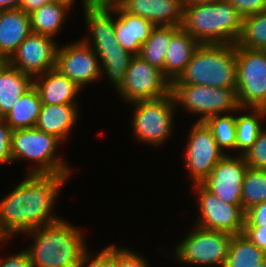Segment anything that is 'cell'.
<instances>
[{"label":"cell","instance_id":"cell-45","mask_svg":"<svg viewBox=\"0 0 266 267\" xmlns=\"http://www.w3.org/2000/svg\"><path fill=\"white\" fill-rule=\"evenodd\" d=\"M256 267H266V259L259 263Z\"/></svg>","mask_w":266,"mask_h":267},{"label":"cell","instance_id":"cell-17","mask_svg":"<svg viewBox=\"0 0 266 267\" xmlns=\"http://www.w3.org/2000/svg\"><path fill=\"white\" fill-rule=\"evenodd\" d=\"M119 6L127 13L141 16L155 26L181 27L183 0H123Z\"/></svg>","mask_w":266,"mask_h":267},{"label":"cell","instance_id":"cell-36","mask_svg":"<svg viewBox=\"0 0 266 267\" xmlns=\"http://www.w3.org/2000/svg\"><path fill=\"white\" fill-rule=\"evenodd\" d=\"M243 17L266 10V0H227Z\"/></svg>","mask_w":266,"mask_h":267},{"label":"cell","instance_id":"cell-38","mask_svg":"<svg viewBox=\"0 0 266 267\" xmlns=\"http://www.w3.org/2000/svg\"><path fill=\"white\" fill-rule=\"evenodd\" d=\"M243 233L259 249L266 252V226H245Z\"/></svg>","mask_w":266,"mask_h":267},{"label":"cell","instance_id":"cell-35","mask_svg":"<svg viewBox=\"0 0 266 267\" xmlns=\"http://www.w3.org/2000/svg\"><path fill=\"white\" fill-rule=\"evenodd\" d=\"M11 134L10 126L0 118V165L12 162Z\"/></svg>","mask_w":266,"mask_h":267},{"label":"cell","instance_id":"cell-34","mask_svg":"<svg viewBox=\"0 0 266 267\" xmlns=\"http://www.w3.org/2000/svg\"><path fill=\"white\" fill-rule=\"evenodd\" d=\"M92 259V260H91ZM112 267L113 265V245L103 248L96 257L89 254L87 250L82 256L77 267Z\"/></svg>","mask_w":266,"mask_h":267},{"label":"cell","instance_id":"cell-22","mask_svg":"<svg viewBox=\"0 0 266 267\" xmlns=\"http://www.w3.org/2000/svg\"><path fill=\"white\" fill-rule=\"evenodd\" d=\"M200 44L182 27L172 36L165 54L164 76L172 83L183 73Z\"/></svg>","mask_w":266,"mask_h":267},{"label":"cell","instance_id":"cell-7","mask_svg":"<svg viewBox=\"0 0 266 267\" xmlns=\"http://www.w3.org/2000/svg\"><path fill=\"white\" fill-rule=\"evenodd\" d=\"M171 93L175 104L181 105L188 114H200L197 122H205L209 117L241 112L236 87H211L204 85L171 83Z\"/></svg>","mask_w":266,"mask_h":267},{"label":"cell","instance_id":"cell-5","mask_svg":"<svg viewBox=\"0 0 266 267\" xmlns=\"http://www.w3.org/2000/svg\"><path fill=\"white\" fill-rule=\"evenodd\" d=\"M236 45L200 44L178 79L172 83L236 87Z\"/></svg>","mask_w":266,"mask_h":267},{"label":"cell","instance_id":"cell-23","mask_svg":"<svg viewBox=\"0 0 266 267\" xmlns=\"http://www.w3.org/2000/svg\"><path fill=\"white\" fill-rule=\"evenodd\" d=\"M34 78L23 73L5 61L0 66V118H3L33 86Z\"/></svg>","mask_w":266,"mask_h":267},{"label":"cell","instance_id":"cell-37","mask_svg":"<svg viewBox=\"0 0 266 267\" xmlns=\"http://www.w3.org/2000/svg\"><path fill=\"white\" fill-rule=\"evenodd\" d=\"M245 226H266V201L245 212Z\"/></svg>","mask_w":266,"mask_h":267},{"label":"cell","instance_id":"cell-27","mask_svg":"<svg viewBox=\"0 0 266 267\" xmlns=\"http://www.w3.org/2000/svg\"><path fill=\"white\" fill-rule=\"evenodd\" d=\"M265 259L266 252L242 233L232 236L224 267H256Z\"/></svg>","mask_w":266,"mask_h":267},{"label":"cell","instance_id":"cell-32","mask_svg":"<svg viewBox=\"0 0 266 267\" xmlns=\"http://www.w3.org/2000/svg\"><path fill=\"white\" fill-rule=\"evenodd\" d=\"M249 168L266 170V128L260 131L256 142L243 154Z\"/></svg>","mask_w":266,"mask_h":267},{"label":"cell","instance_id":"cell-40","mask_svg":"<svg viewBox=\"0 0 266 267\" xmlns=\"http://www.w3.org/2000/svg\"><path fill=\"white\" fill-rule=\"evenodd\" d=\"M53 0H22L20 9L28 15L38 10L41 6L51 3Z\"/></svg>","mask_w":266,"mask_h":267},{"label":"cell","instance_id":"cell-20","mask_svg":"<svg viewBox=\"0 0 266 267\" xmlns=\"http://www.w3.org/2000/svg\"><path fill=\"white\" fill-rule=\"evenodd\" d=\"M31 32L26 12L20 8L0 10V58L7 61Z\"/></svg>","mask_w":266,"mask_h":267},{"label":"cell","instance_id":"cell-46","mask_svg":"<svg viewBox=\"0 0 266 267\" xmlns=\"http://www.w3.org/2000/svg\"><path fill=\"white\" fill-rule=\"evenodd\" d=\"M123 0H115V6H118L120 2H122Z\"/></svg>","mask_w":266,"mask_h":267},{"label":"cell","instance_id":"cell-30","mask_svg":"<svg viewBox=\"0 0 266 267\" xmlns=\"http://www.w3.org/2000/svg\"><path fill=\"white\" fill-rule=\"evenodd\" d=\"M266 201V170L249 168L242 184V207H251Z\"/></svg>","mask_w":266,"mask_h":267},{"label":"cell","instance_id":"cell-41","mask_svg":"<svg viewBox=\"0 0 266 267\" xmlns=\"http://www.w3.org/2000/svg\"><path fill=\"white\" fill-rule=\"evenodd\" d=\"M83 9L86 8H112L115 0H83Z\"/></svg>","mask_w":266,"mask_h":267},{"label":"cell","instance_id":"cell-18","mask_svg":"<svg viewBox=\"0 0 266 267\" xmlns=\"http://www.w3.org/2000/svg\"><path fill=\"white\" fill-rule=\"evenodd\" d=\"M115 12V36L120 45L134 56L139 55L141 46L156 27L151 21L125 12L119 5L112 7Z\"/></svg>","mask_w":266,"mask_h":267},{"label":"cell","instance_id":"cell-15","mask_svg":"<svg viewBox=\"0 0 266 267\" xmlns=\"http://www.w3.org/2000/svg\"><path fill=\"white\" fill-rule=\"evenodd\" d=\"M247 169L243 155L226 154L202 184L223 202L242 207V184Z\"/></svg>","mask_w":266,"mask_h":267},{"label":"cell","instance_id":"cell-39","mask_svg":"<svg viewBox=\"0 0 266 267\" xmlns=\"http://www.w3.org/2000/svg\"><path fill=\"white\" fill-rule=\"evenodd\" d=\"M0 267H31L30 257L24 249L18 254L15 253L0 260Z\"/></svg>","mask_w":266,"mask_h":267},{"label":"cell","instance_id":"cell-29","mask_svg":"<svg viewBox=\"0 0 266 267\" xmlns=\"http://www.w3.org/2000/svg\"><path fill=\"white\" fill-rule=\"evenodd\" d=\"M237 47L266 50V10L244 17Z\"/></svg>","mask_w":266,"mask_h":267},{"label":"cell","instance_id":"cell-6","mask_svg":"<svg viewBox=\"0 0 266 267\" xmlns=\"http://www.w3.org/2000/svg\"><path fill=\"white\" fill-rule=\"evenodd\" d=\"M62 141L47 134L36 127L12 130L11 155L13 161L31 160L35 167H31L27 174H59L69 176L70 167L56 156Z\"/></svg>","mask_w":266,"mask_h":267},{"label":"cell","instance_id":"cell-4","mask_svg":"<svg viewBox=\"0 0 266 267\" xmlns=\"http://www.w3.org/2000/svg\"><path fill=\"white\" fill-rule=\"evenodd\" d=\"M84 14L91 37L82 39L99 57L102 74L105 72L118 90L134 55L126 51L115 36V12L112 8H86Z\"/></svg>","mask_w":266,"mask_h":267},{"label":"cell","instance_id":"cell-21","mask_svg":"<svg viewBox=\"0 0 266 267\" xmlns=\"http://www.w3.org/2000/svg\"><path fill=\"white\" fill-rule=\"evenodd\" d=\"M78 110L77 104H42L36 128L64 142L76 125Z\"/></svg>","mask_w":266,"mask_h":267},{"label":"cell","instance_id":"cell-31","mask_svg":"<svg viewBox=\"0 0 266 267\" xmlns=\"http://www.w3.org/2000/svg\"><path fill=\"white\" fill-rule=\"evenodd\" d=\"M205 123L211 129L217 145L223 150H236V114L209 117Z\"/></svg>","mask_w":266,"mask_h":267},{"label":"cell","instance_id":"cell-26","mask_svg":"<svg viewBox=\"0 0 266 267\" xmlns=\"http://www.w3.org/2000/svg\"><path fill=\"white\" fill-rule=\"evenodd\" d=\"M180 28L176 26H156L152 30L151 36L141 46L138 56L163 72L167 47L172 36Z\"/></svg>","mask_w":266,"mask_h":267},{"label":"cell","instance_id":"cell-13","mask_svg":"<svg viewBox=\"0 0 266 267\" xmlns=\"http://www.w3.org/2000/svg\"><path fill=\"white\" fill-rule=\"evenodd\" d=\"M185 166L191 174L192 183H202L216 164L226 155L217 145L211 129L205 122H195L188 135Z\"/></svg>","mask_w":266,"mask_h":267},{"label":"cell","instance_id":"cell-47","mask_svg":"<svg viewBox=\"0 0 266 267\" xmlns=\"http://www.w3.org/2000/svg\"><path fill=\"white\" fill-rule=\"evenodd\" d=\"M5 62V60L0 58V66Z\"/></svg>","mask_w":266,"mask_h":267},{"label":"cell","instance_id":"cell-11","mask_svg":"<svg viewBox=\"0 0 266 267\" xmlns=\"http://www.w3.org/2000/svg\"><path fill=\"white\" fill-rule=\"evenodd\" d=\"M117 92L128 103L153 100L170 94L171 82L161 70L135 55Z\"/></svg>","mask_w":266,"mask_h":267},{"label":"cell","instance_id":"cell-43","mask_svg":"<svg viewBox=\"0 0 266 267\" xmlns=\"http://www.w3.org/2000/svg\"><path fill=\"white\" fill-rule=\"evenodd\" d=\"M218 1H222V0H183V6L216 3Z\"/></svg>","mask_w":266,"mask_h":267},{"label":"cell","instance_id":"cell-44","mask_svg":"<svg viewBox=\"0 0 266 267\" xmlns=\"http://www.w3.org/2000/svg\"><path fill=\"white\" fill-rule=\"evenodd\" d=\"M55 1H60V2H63V3H66L68 4L70 7H72L74 5V2L76 0H55ZM82 3H83V0H82Z\"/></svg>","mask_w":266,"mask_h":267},{"label":"cell","instance_id":"cell-28","mask_svg":"<svg viewBox=\"0 0 266 267\" xmlns=\"http://www.w3.org/2000/svg\"><path fill=\"white\" fill-rule=\"evenodd\" d=\"M249 111L248 114L236 115V150H240V155L245 154L256 142L263 129L261 120L266 118V109L250 108Z\"/></svg>","mask_w":266,"mask_h":267},{"label":"cell","instance_id":"cell-19","mask_svg":"<svg viewBox=\"0 0 266 267\" xmlns=\"http://www.w3.org/2000/svg\"><path fill=\"white\" fill-rule=\"evenodd\" d=\"M33 85L42 104H77L76 97L82 90L56 68L34 77Z\"/></svg>","mask_w":266,"mask_h":267},{"label":"cell","instance_id":"cell-12","mask_svg":"<svg viewBox=\"0 0 266 267\" xmlns=\"http://www.w3.org/2000/svg\"><path fill=\"white\" fill-rule=\"evenodd\" d=\"M193 186L195 194L198 196L197 205L200 215L198 221L194 223L197 227L211 231H222L231 235L244 232L245 211L243 207L223 202L202 183L193 184Z\"/></svg>","mask_w":266,"mask_h":267},{"label":"cell","instance_id":"cell-42","mask_svg":"<svg viewBox=\"0 0 266 267\" xmlns=\"http://www.w3.org/2000/svg\"><path fill=\"white\" fill-rule=\"evenodd\" d=\"M22 0H0V10L20 8Z\"/></svg>","mask_w":266,"mask_h":267},{"label":"cell","instance_id":"cell-33","mask_svg":"<svg viewBox=\"0 0 266 267\" xmlns=\"http://www.w3.org/2000/svg\"><path fill=\"white\" fill-rule=\"evenodd\" d=\"M112 267H149L147 260L129 248H117L113 245Z\"/></svg>","mask_w":266,"mask_h":267},{"label":"cell","instance_id":"cell-8","mask_svg":"<svg viewBox=\"0 0 266 267\" xmlns=\"http://www.w3.org/2000/svg\"><path fill=\"white\" fill-rule=\"evenodd\" d=\"M194 226V230L176 245L174 258L189 266L224 267L233 235Z\"/></svg>","mask_w":266,"mask_h":267},{"label":"cell","instance_id":"cell-10","mask_svg":"<svg viewBox=\"0 0 266 267\" xmlns=\"http://www.w3.org/2000/svg\"><path fill=\"white\" fill-rule=\"evenodd\" d=\"M236 88L240 107L266 109V50L236 46Z\"/></svg>","mask_w":266,"mask_h":267},{"label":"cell","instance_id":"cell-2","mask_svg":"<svg viewBox=\"0 0 266 267\" xmlns=\"http://www.w3.org/2000/svg\"><path fill=\"white\" fill-rule=\"evenodd\" d=\"M28 234L34 239L33 245L26 248L31 267H77L88 250L85 233L61 217Z\"/></svg>","mask_w":266,"mask_h":267},{"label":"cell","instance_id":"cell-1","mask_svg":"<svg viewBox=\"0 0 266 267\" xmlns=\"http://www.w3.org/2000/svg\"><path fill=\"white\" fill-rule=\"evenodd\" d=\"M70 176L27 174L13 191L0 200V241L17 233L45 226L60 219L52 215L60 188Z\"/></svg>","mask_w":266,"mask_h":267},{"label":"cell","instance_id":"cell-9","mask_svg":"<svg viewBox=\"0 0 266 267\" xmlns=\"http://www.w3.org/2000/svg\"><path fill=\"white\" fill-rule=\"evenodd\" d=\"M133 135L135 139L145 144L161 145L172 136L173 116L177 108L172 93L153 100L132 102Z\"/></svg>","mask_w":266,"mask_h":267},{"label":"cell","instance_id":"cell-24","mask_svg":"<svg viewBox=\"0 0 266 267\" xmlns=\"http://www.w3.org/2000/svg\"><path fill=\"white\" fill-rule=\"evenodd\" d=\"M42 102L34 85L28 89L3 117L12 130L36 127Z\"/></svg>","mask_w":266,"mask_h":267},{"label":"cell","instance_id":"cell-25","mask_svg":"<svg viewBox=\"0 0 266 267\" xmlns=\"http://www.w3.org/2000/svg\"><path fill=\"white\" fill-rule=\"evenodd\" d=\"M69 9L68 4L55 0L41 6L30 14L31 31L55 38L67 19Z\"/></svg>","mask_w":266,"mask_h":267},{"label":"cell","instance_id":"cell-16","mask_svg":"<svg viewBox=\"0 0 266 267\" xmlns=\"http://www.w3.org/2000/svg\"><path fill=\"white\" fill-rule=\"evenodd\" d=\"M53 39L31 32L7 62L33 78L54 69L58 46Z\"/></svg>","mask_w":266,"mask_h":267},{"label":"cell","instance_id":"cell-14","mask_svg":"<svg viewBox=\"0 0 266 267\" xmlns=\"http://www.w3.org/2000/svg\"><path fill=\"white\" fill-rule=\"evenodd\" d=\"M55 68L81 89L103 76L99 57L83 39L58 46Z\"/></svg>","mask_w":266,"mask_h":267},{"label":"cell","instance_id":"cell-3","mask_svg":"<svg viewBox=\"0 0 266 267\" xmlns=\"http://www.w3.org/2000/svg\"><path fill=\"white\" fill-rule=\"evenodd\" d=\"M244 17L227 0L184 6L182 28L199 44H235Z\"/></svg>","mask_w":266,"mask_h":267}]
</instances>
